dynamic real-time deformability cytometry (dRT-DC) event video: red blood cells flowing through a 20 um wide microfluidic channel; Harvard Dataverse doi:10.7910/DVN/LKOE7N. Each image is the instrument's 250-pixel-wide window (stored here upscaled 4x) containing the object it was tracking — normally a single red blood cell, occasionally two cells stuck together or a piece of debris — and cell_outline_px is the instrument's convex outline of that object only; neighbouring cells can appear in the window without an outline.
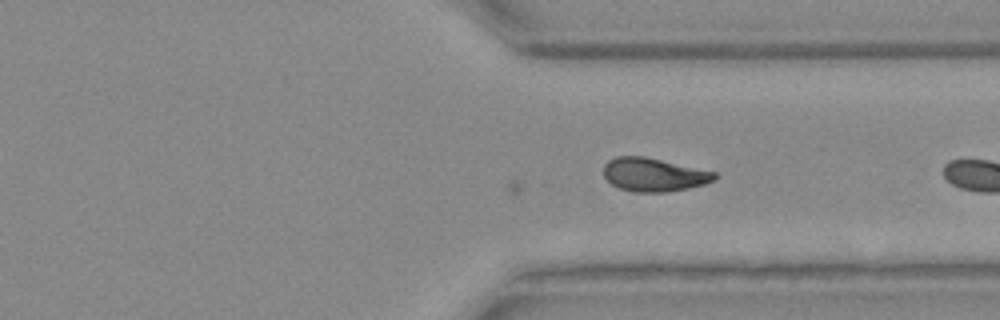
{"species": "Egyptian fruit bat (a non-hibernating species)", "species_latin": "Rousettus aegyptiacus", "temperature_condition": "warm", "stored_images_in_passage": 36, "camera_frame_rate_fps": 3000, "um_per_image_px": 0.085, "animal": {"sex": "female"}, "frame": {"image": 1, "passage_image": 33, "time_ms": 10.667, "image_size_px": [1000, 320], "cell_outline_px": [[716, 180], [704, 184], [688, 188], [664, 192], [632, 192], [620, 188], [612, 184], [604, 176], [604, 164], [608, 160], [616, 156], [644, 156], [716, 172]], "centroid_in_image_um": [55.56, 14.84], "position_along_channel_um": 355.8, "area_um2": 21.56}}